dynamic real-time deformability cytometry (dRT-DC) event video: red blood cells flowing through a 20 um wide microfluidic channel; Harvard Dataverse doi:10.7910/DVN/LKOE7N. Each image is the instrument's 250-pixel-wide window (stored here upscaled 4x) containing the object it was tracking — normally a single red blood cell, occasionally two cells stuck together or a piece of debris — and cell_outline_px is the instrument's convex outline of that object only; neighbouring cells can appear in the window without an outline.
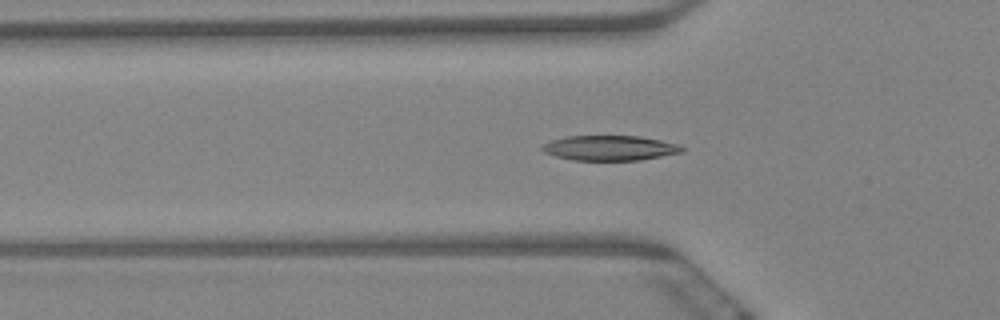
{"species": "Egyptian fruit bat (a non-hibernating species)", "species_latin": "Rousettus aegyptiacus", "temperature_condition": "warm", "stored_images_in_passage": 62, "segment_of_instrument_passage": [1, 2], "camera_frame_rate_fps": 3000, "um_per_image_px": 0.085, "animal": {"sex": "female"}, "frame": {"image": 1, "passage_image": 20, "time_ms": 6.333, "image_size_px": [1000, 320], "cell_outline_px": [[684, 152], [640, 160], [576, 160], [556, 156], [544, 152], [540, 148], [544, 144], [552, 140], [568, 136], [640, 136], [660, 140], [676, 144], [684, 148]], "centroid_in_image_um": [51.85, 12.58], "position_along_channel_um": 74.0, "area_um2": 20.17}}
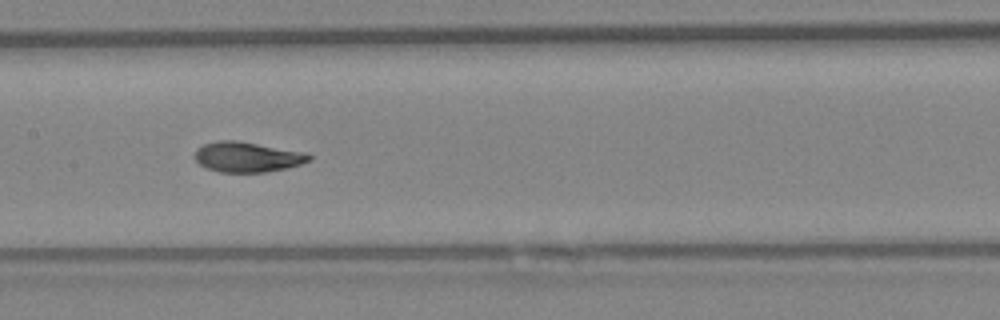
{"frame": {"image": 2, "passage_image": 30, "time_ms": 9.667, "image_size_px": [1000, 320], "cell_outline_px": [[312, 160], [288, 168], [264, 172], [220, 172], [208, 168], [200, 164], [196, 160], [196, 148], [204, 144], [216, 140], [236, 140], [308, 152], [312, 156]], "centroid_in_image_um": [21.07, 13.33], "position_along_channel_um": 186.3, "area_um2": 20.23}}
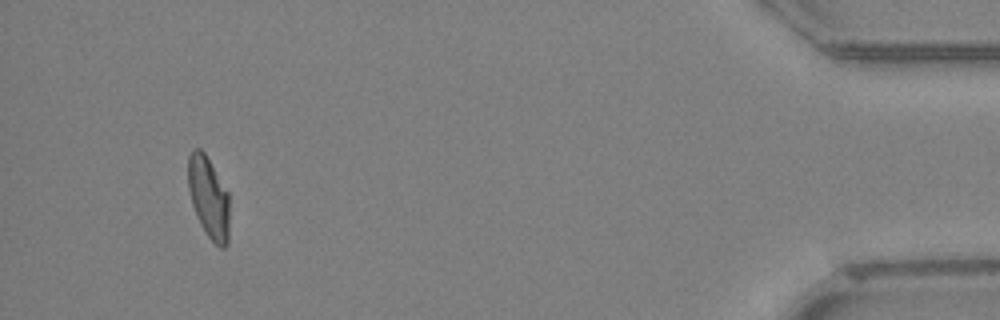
{"frame": {"image": 3, "passage_image": 57, "time_ms": 18.667, "image_size_px": [1000, 320], "cell_outline_px": [[228, 244], [224, 248], [220, 248], [208, 236], [200, 224], [196, 216], [192, 204], [188, 188], [188, 156], [192, 148], [200, 148], [204, 152], [228, 192]], "centroid_in_image_um": [17.71, 16.77], "position_along_channel_um": 417.5, "area_um2": 19.54}}